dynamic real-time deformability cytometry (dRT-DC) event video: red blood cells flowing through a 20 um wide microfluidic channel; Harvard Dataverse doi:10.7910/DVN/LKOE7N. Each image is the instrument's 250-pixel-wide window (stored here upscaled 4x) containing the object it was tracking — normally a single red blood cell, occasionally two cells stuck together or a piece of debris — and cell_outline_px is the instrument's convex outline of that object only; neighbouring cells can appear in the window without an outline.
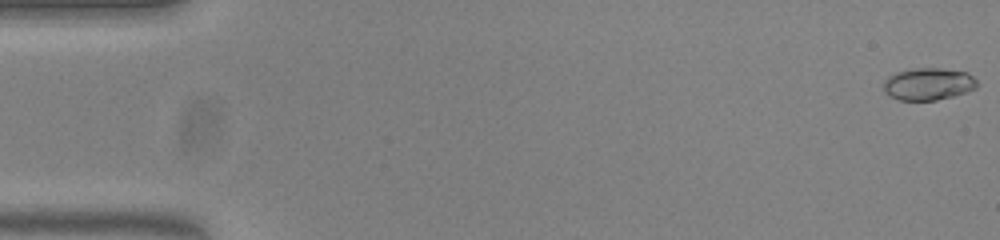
{"species": "common noctule bat (a hibernating species)", "species_latin": "Nyctalus noctula", "temperature_condition": "warm", "stored_images_in_passage": 14, "camera_frame_rate_fps": 3000, "um_per_image_px": 0.085, "animal": {"sex": "female", "body_mass_g": 23.0, "forearm_length_mm": 53.4}, "frame": {"image": 1, "passage_image": 1, "time_ms": 0.0, "image_size_px": [1000, 240], "cell_outline_px": [[976, 88], [952, 96], [936, 100], [900, 100], [888, 96], [884, 92], [884, 80], [888, 76], [896, 72], [912, 68], [940, 68], [968, 72], [976, 80]], "centroid_in_image_um": [78.87, 7.13], "position_along_channel_um": 6.1, "area_um2": 17.57}}